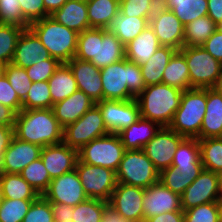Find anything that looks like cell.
I'll return each mask as SVG.
<instances>
[{
	"instance_id": "obj_14",
	"label": "cell",
	"mask_w": 222,
	"mask_h": 222,
	"mask_svg": "<svg viewBox=\"0 0 222 222\" xmlns=\"http://www.w3.org/2000/svg\"><path fill=\"white\" fill-rule=\"evenodd\" d=\"M220 198L217 173L202 169L181 195V207L186 211L201 204L218 202Z\"/></svg>"
},
{
	"instance_id": "obj_55",
	"label": "cell",
	"mask_w": 222,
	"mask_h": 222,
	"mask_svg": "<svg viewBox=\"0 0 222 222\" xmlns=\"http://www.w3.org/2000/svg\"><path fill=\"white\" fill-rule=\"evenodd\" d=\"M144 222H184V211L164 212L157 216H152Z\"/></svg>"
},
{
	"instance_id": "obj_26",
	"label": "cell",
	"mask_w": 222,
	"mask_h": 222,
	"mask_svg": "<svg viewBox=\"0 0 222 222\" xmlns=\"http://www.w3.org/2000/svg\"><path fill=\"white\" fill-rule=\"evenodd\" d=\"M58 23L81 33L90 28L88 19L87 0H68L52 15Z\"/></svg>"
},
{
	"instance_id": "obj_27",
	"label": "cell",
	"mask_w": 222,
	"mask_h": 222,
	"mask_svg": "<svg viewBox=\"0 0 222 222\" xmlns=\"http://www.w3.org/2000/svg\"><path fill=\"white\" fill-rule=\"evenodd\" d=\"M160 46L161 44L153 29L148 25L125 46V58L141 66L149 60Z\"/></svg>"
},
{
	"instance_id": "obj_54",
	"label": "cell",
	"mask_w": 222,
	"mask_h": 222,
	"mask_svg": "<svg viewBox=\"0 0 222 222\" xmlns=\"http://www.w3.org/2000/svg\"><path fill=\"white\" fill-rule=\"evenodd\" d=\"M55 222H63L70 220L73 215V206L65 203L50 202Z\"/></svg>"
},
{
	"instance_id": "obj_24",
	"label": "cell",
	"mask_w": 222,
	"mask_h": 222,
	"mask_svg": "<svg viewBox=\"0 0 222 222\" xmlns=\"http://www.w3.org/2000/svg\"><path fill=\"white\" fill-rule=\"evenodd\" d=\"M199 139L222 137V94L215 88H206V110Z\"/></svg>"
},
{
	"instance_id": "obj_47",
	"label": "cell",
	"mask_w": 222,
	"mask_h": 222,
	"mask_svg": "<svg viewBox=\"0 0 222 222\" xmlns=\"http://www.w3.org/2000/svg\"><path fill=\"white\" fill-rule=\"evenodd\" d=\"M184 222H219L218 202L201 204L184 211Z\"/></svg>"
},
{
	"instance_id": "obj_45",
	"label": "cell",
	"mask_w": 222,
	"mask_h": 222,
	"mask_svg": "<svg viewBox=\"0 0 222 222\" xmlns=\"http://www.w3.org/2000/svg\"><path fill=\"white\" fill-rule=\"evenodd\" d=\"M158 6V0H120L119 12L129 17L151 18Z\"/></svg>"
},
{
	"instance_id": "obj_10",
	"label": "cell",
	"mask_w": 222,
	"mask_h": 222,
	"mask_svg": "<svg viewBox=\"0 0 222 222\" xmlns=\"http://www.w3.org/2000/svg\"><path fill=\"white\" fill-rule=\"evenodd\" d=\"M107 134L101 111L95 104L76 122L63 128V143L78 151L95 138Z\"/></svg>"
},
{
	"instance_id": "obj_34",
	"label": "cell",
	"mask_w": 222,
	"mask_h": 222,
	"mask_svg": "<svg viewBox=\"0 0 222 222\" xmlns=\"http://www.w3.org/2000/svg\"><path fill=\"white\" fill-rule=\"evenodd\" d=\"M2 198L36 200L40 195L20 174H0Z\"/></svg>"
},
{
	"instance_id": "obj_19",
	"label": "cell",
	"mask_w": 222,
	"mask_h": 222,
	"mask_svg": "<svg viewBox=\"0 0 222 222\" xmlns=\"http://www.w3.org/2000/svg\"><path fill=\"white\" fill-rule=\"evenodd\" d=\"M42 147L18 139L15 135L2 160V173L19 174L32 161L41 157Z\"/></svg>"
},
{
	"instance_id": "obj_21",
	"label": "cell",
	"mask_w": 222,
	"mask_h": 222,
	"mask_svg": "<svg viewBox=\"0 0 222 222\" xmlns=\"http://www.w3.org/2000/svg\"><path fill=\"white\" fill-rule=\"evenodd\" d=\"M69 65L77 82L78 90L83 91L95 103L103 100V89L101 83L100 68L90 61L73 58Z\"/></svg>"
},
{
	"instance_id": "obj_29",
	"label": "cell",
	"mask_w": 222,
	"mask_h": 222,
	"mask_svg": "<svg viewBox=\"0 0 222 222\" xmlns=\"http://www.w3.org/2000/svg\"><path fill=\"white\" fill-rule=\"evenodd\" d=\"M53 105L63 101L78 90L77 82L67 63H60L48 80Z\"/></svg>"
},
{
	"instance_id": "obj_65",
	"label": "cell",
	"mask_w": 222,
	"mask_h": 222,
	"mask_svg": "<svg viewBox=\"0 0 222 222\" xmlns=\"http://www.w3.org/2000/svg\"><path fill=\"white\" fill-rule=\"evenodd\" d=\"M63 222H74V221L72 219H70V220H65Z\"/></svg>"
},
{
	"instance_id": "obj_1",
	"label": "cell",
	"mask_w": 222,
	"mask_h": 222,
	"mask_svg": "<svg viewBox=\"0 0 222 222\" xmlns=\"http://www.w3.org/2000/svg\"><path fill=\"white\" fill-rule=\"evenodd\" d=\"M14 135L23 141L45 147L63 142V128L50 109H22L16 115Z\"/></svg>"
},
{
	"instance_id": "obj_35",
	"label": "cell",
	"mask_w": 222,
	"mask_h": 222,
	"mask_svg": "<svg viewBox=\"0 0 222 222\" xmlns=\"http://www.w3.org/2000/svg\"><path fill=\"white\" fill-rule=\"evenodd\" d=\"M162 83L179 88L182 91L190 89L187 61L179 50L169 60L163 73Z\"/></svg>"
},
{
	"instance_id": "obj_57",
	"label": "cell",
	"mask_w": 222,
	"mask_h": 222,
	"mask_svg": "<svg viewBox=\"0 0 222 222\" xmlns=\"http://www.w3.org/2000/svg\"><path fill=\"white\" fill-rule=\"evenodd\" d=\"M16 115L14 110L0 104V125L15 127Z\"/></svg>"
},
{
	"instance_id": "obj_16",
	"label": "cell",
	"mask_w": 222,
	"mask_h": 222,
	"mask_svg": "<svg viewBox=\"0 0 222 222\" xmlns=\"http://www.w3.org/2000/svg\"><path fill=\"white\" fill-rule=\"evenodd\" d=\"M144 188L117 183L108 202L122 217L132 222H144Z\"/></svg>"
},
{
	"instance_id": "obj_50",
	"label": "cell",
	"mask_w": 222,
	"mask_h": 222,
	"mask_svg": "<svg viewBox=\"0 0 222 222\" xmlns=\"http://www.w3.org/2000/svg\"><path fill=\"white\" fill-rule=\"evenodd\" d=\"M0 104L11 108L17 114L22 110V101L4 74L0 77Z\"/></svg>"
},
{
	"instance_id": "obj_28",
	"label": "cell",
	"mask_w": 222,
	"mask_h": 222,
	"mask_svg": "<svg viewBox=\"0 0 222 222\" xmlns=\"http://www.w3.org/2000/svg\"><path fill=\"white\" fill-rule=\"evenodd\" d=\"M172 167L186 172L203 169L198 139L184 138L173 155Z\"/></svg>"
},
{
	"instance_id": "obj_38",
	"label": "cell",
	"mask_w": 222,
	"mask_h": 222,
	"mask_svg": "<svg viewBox=\"0 0 222 222\" xmlns=\"http://www.w3.org/2000/svg\"><path fill=\"white\" fill-rule=\"evenodd\" d=\"M200 171L186 172L168 167L159 173V181L172 192L182 195L186 188L198 177Z\"/></svg>"
},
{
	"instance_id": "obj_6",
	"label": "cell",
	"mask_w": 222,
	"mask_h": 222,
	"mask_svg": "<svg viewBox=\"0 0 222 222\" xmlns=\"http://www.w3.org/2000/svg\"><path fill=\"white\" fill-rule=\"evenodd\" d=\"M205 110L206 88L184 90L181 96L180 106L168 127L184 138H195L199 140Z\"/></svg>"
},
{
	"instance_id": "obj_18",
	"label": "cell",
	"mask_w": 222,
	"mask_h": 222,
	"mask_svg": "<svg viewBox=\"0 0 222 222\" xmlns=\"http://www.w3.org/2000/svg\"><path fill=\"white\" fill-rule=\"evenodd\" d=\"M142 206L144 221L164 212L183 211L181 196L172 192L160 181L144 189Z\"/></svg>"
},
{
	"instance_id": "obj_51",
	"label": "cell",
	"mask_w": 222,
	"mask_h": 222,
	"mask_svg": "<svg viewBox=\"0 0 222 222\" xmlns=\"http://www.w3.org/2000/svg\"><path fill=\"white\" fill-rule=\"evenodd\" d=\"M24 19L32 24L50 16L44 7L43 0H19Z\"/></svg>"
},
{
	"instance_id": "obj_7",
	"label": "cell",
	"mask_w": 222,
	"mask_h": 222,
	"mask_svg": "<svg viewBox=\"0 0 222 222\" xmlns=\"http://www.w3.org/2000/svg\"><path fill=\"white\" fill-rule=\"evenodd\" d=\"M187 61L190 89L215 88L222 78V63L202 46H183L179 50Z\"/></svg>"
},
{
	"instance_id": "obj_44",
	"label": "cell",
	"mask_w": 222,
	"mask_h": 222,
	"mask_svg": "<svg viewBox=\"0 0 222 222\" xmlns=\"http://www.w3.org/2000/svg\"><path fill=\"white\" fill-rule=\"evenodd\" d=\"M4 75L6 76L10 85L16 91L19 99L23 101L32 85V81L27 75L25 68H21L9 63L4 67Z\"/></svg>"
},
{
	"instance_id": "obj_2",
	"label": "cell",
	"mask_w": 222,
	"mask_h": 222,
	"mask_svg": "<svg viewBox=\"0 0 222 222\" xmlns=\"http://www.w3.org/2000/svg\"><path fill=\"white\" fill-rule=\"evenodd\" d=\"M103 100H132L145 89L141 68L126 58L100 69Z\"/></svg>"
},
{
	"instance_id": "obj_4",
	"label": "cell",
	"mask_w": 222,
	"mask_h": 222,
	"mask_svg": "<svg viewBox=\"0 0 222 222\" xmlns=\"http://www.w3.org/2000/svg\"><path fill=\"white\" fill-rule=\"evenodd\" d=\"M183 91L164 83L148 85L136 97L140 117L169 126L180 106Z\"/></svg>"
},
{
	"instance_id": "obj_13",
	"label": "cell",
	"mask_w": 222,
	"mask_h": 222,
	"mask_svg": "<svg viewBox=\"0 0 222 222\" xmlns=\"http://www.w3.org/2000/svg\"><path fill=\"white\" fill-rule=\"evenodd\" d=\"M183 139V136L168 126H162L142 150L160 173L172 166L173 155Z\"/></svg>"
},
{
	"instance_id": "obj_25",
	"label": "cell",
	"mask_w": 222,
	"mask_h": 222,
	"mask_svg": "<svg viewBox=\"0 0 222 222\" xmlns=\"http://www.w3.org/2000/svg\"><path fill=\"white\" fill-rule=\"evenodd\" d=\"M160 127L158 123L140 117L135 123L120 131L118 135L126 150H142Z\"/></svg>"
},
{
	"instance_id": "obj_30",
	"label": "cell",
	"mask_w": 222,
	"mask_h": 222,
	"mask_svg": "<svg viewBox=\"0 0 222 222\" xmlns=\"http://www.w3.org/2000/svg\"><path fill=\"white\" fill-rule=\"evenodd\" d=\"M159 5L171 10L184 26L208 13L207 0H161Z\"/></svg>"
},
{
	"instance_id": "obj_15",
	"label": "cell",
	"mask_w": 222,
	"mask_h": 222,
	"mask_svg": "<svg viewBox=\"0 0 222 222\" xmlns=\"http://www.w3.org/2000/svg\"><path fill=\"white\" fill-rule=\"evenodd\" d=\"M149 26L162 46H170L176 50L184 46V25L171 10L159 5L149 19Z\"/></svg>"
},
{
	"instance_id": "obj_52",
	"label": "cell",
	"mask_w": 222,
	"mask_h": 222,
	"mask_svg": "<svg viewBox=\"0 0 222 222\" xmlns=\"http://www.w3.org/2000/svg\"><path fill=\"white\" fill-rule=\"evenodd\" d=\"M212 57L222 63V32H215L201 45Z\"/></svg>"
},
{
	"instance_id": "obj_39",
	"label": "cell",
	"mask_w": 222,
	"mask_h": 222,
	"mask_svg": "<svg viewBox=\"0 0 222 222\" xmlns=\"http://www.w3.org/2000/svg\"><path fill=\"white\" fill-rule=\"evenodd\" d=\"M19 174L39 195H43L48 190L51 178L41 158L32 161Z\"/></svg>"
},
{
	"instance_id": "obj_66",
	"label": "cell",
	"mask_w": 222,
	"mask_h": 222,
	"mask_svg": "<svg viewBox=\"0 0 222 222\" xmlns=\"http://www.w3.org/2000/svg\"><path fill=\"white\" fill-rule=\"evenodd\" d=\"M1 199H2V195H1V186H0V202H1Z\"/></svg>"
},
{
	"instance_id": "obj_59",
	"label": "cell",
	"mask_w": 222,
	"mask_h": 222,
	"mask_svg": "<svg viewBox=\"0 0 222 222\" xmlns=\"http://www.w3.org/2000/svg\"><path fill=\"white\" fill-rule=\"evenodd\" d=\"M68 0H43L46 12L52 15L56 10L60 9Z\"/></svg>"
},
{
	"instance_id": "obj_3",
	"label": "cell",
	"mask_w": 222,
	"mask_h": 222,
	"mask_svg": "<svg viewBox=\"0 0 222 222\" xmlns=\"http://www.w3.org/2000/svg\"><path fill=\"white\" fill-rule=\"evenodd\" d=\"M75 58L102 69L125 58V46L108 29L88 28L78 34Z\"/></svg>"
},
{
	"instance_id": "obj_46",
	"label": "cell",
	"mask_w": 222,
	"mask_h": 222,
	"mask_svg": "<svg viewBox=\"0 0 222 222\" xmlns=\"http://www.w3.org/2000/svg\"><path fill=\"white\" fill-rule=\"evenodd\" d=\"M0 24L29 28L30 24L23 17L19 0H0Z\"/></svg>"
},
{
	"instance_id": "obj_32",
	"label": "cell",
	"mask_w": 222,
	"mask_h": 222,
	"mask_svg": "<svg viewBox=\"0 0 222 222\" xmlns=\"http://www.w3.org/2000/svg\"><path fill=\"white\" fill-rule=\"evenodd\" d=\"M149 19L124 16L119 12L112 20L108 30L126 46L149 25Z\"/></svg>"
},
{
	"instance_id": "obj_49",
	"label": "cell",
	"mask_w": 222,
	"mask_h": 222,
	"mask_svg": "<svg viewBox=\"0 0 222 222\" xmlns=\"http://www.w3.org/2000/svg\"><path fill=\"white\" fill-rule=\"evenodd\" d=\"M59 65L60 62L51 57L29 66L25 70L32 82L48 81Z\"/></svg>"
},
{
	"instance_id": "obj_33",
	"label": "cell",
	"mask_w": 222,
	"mask_h": 222,
	"mask_svg": "<svg viewBox=\"0 0 222 222\" xmlns=\"http://www.w3.org/2000/svg\"><path fill=\"white\" fill-rule=\"evenodd\" d=\"M90 28L108 29L119 13L120 0H87Z\"/></svg>"
},
{
	"instance_id": "obj_64",
	"label": "cell",
	"mask_w": 222,
	"mask_h": 222,
	"mask_svg": "<svg viewBox=\"0 0 222 222\" xmlns=\"http://www.w3.org/2000/svg\"><path fill=\"white\" fill-rule=\"evenodd\" d=\"M216 29L222 32V22L217 25Z\"/></svg>"
},
{
	"instance_id": "obj_62",
	"label": "cell",
	"mask_w": 222,
	"mask_h": 222,
	"mask_svg": "<svg viewBox=\"0 0 222 222\" xmlns=\"http://www.w3.org/2000/svg\"><path fill=\"white\" fill-rule=\"evenodd\" d=\"M216 88H217L218 91L222 94V78H221V80L218 82Z\"/></svg>"
},
{
	"instance_id": "obj_43",
	"label": "cell",
	"mask_w": 222,
	"mask_h": 222,
	"mask_svg": "<svg viewBox=\"0 0 222 222\" xmlns=\"http://www.w3.org/2000/svg\"><path fill=\"white\" fill-rule=\"evenodd\" d=\"M33 201L2 198L0 202V222H22Z\"/></svg>"
},
{
	"instance_id": "obj_42",
	"label": "cell",
	"mask_w": 222,
	"mask_h": 222,
	"mask_svg": "<svg viewBox=\"0 0 222 222\" xmlns=\"http://www.w3.org/2000/svg\"><path fill=\"white\" fill-rule=\"evenodd\" d=\"M108 202L87 198L73 207L72 220L74 222H101L104 207Z\"/></svg>"
},
{
	"instance_id": "obj_48",
	"label": "cell",
	"mask_w": 222,
	"mask_h": 222,
	"mask_svg": "<svg viewBox=\"0 0 222 222\" xmlns=\"http://www.w3.org/2000/svg\"><path fill=\"white\" fill-rule=\"evenodd\" d=\"M22 222H55L51 203L40 195L32 202Z\"/></svg>"
},
{
	"instance_id": "obj_9",
	"label": "cell",
	"mask_w": 222,
	"mask_h": 222,
	"mask_svg": "<svg viewBox=\"0 0 222 222\" xmlns=\"http://www.w3.org/2000/svg\"><path fill=\"white\" fill-rule=\"evenodd\" d=\"M116 178L117 183L146 189L159 181V172L143 150H126Z\"/></svg>"
},
{
	"instance_id": "obj_58",
	"label": "cell",
	"mask_w": 222,
	"mask_h": 222,
	"mask_svg": "<svg viewBox=\"0 0 222 222\" xmlns=\"http://www.w3.org/2000/svg\"><path fill=\"white\" fill-rule=\"evenodd\" d=\"M101 222H132L122 217L111 205L104 207Z\"/></svg>"
},
{
	"instance_id": "obj_5",
	"label": "cell",
	"mask_w": 222,
	"mask_h": 222,
	"mask_svg": "<svg viewBox=\"0 0 222 222\" xmlns=\"http://www.w3.org/2000/svg\"><path fill=\"white\" fill-rule=\"evenodd\" d=\"M29 28L47 48L52 58L60 63H67L75 57L79 34L76 31L58 23L51 16L30 24Z\"/></svg>"
},
{
	"instance_id": "obj_8",
	"label": "cell",
	"mask_w": 222,
	"mask_h": 222,
	"mask_svg": "<svg viewBox=\"0 0 222 222\" xmlns=\"http://www.w3.org/2000/svg\"><path fill=\"white\" fill-rule=\"evenodd\" d=\"M126 149L118 134L109 133L95 138L78 150V160L89 165L117 171Z\"/></svg>"
},
{
	"instance_id": "obj_31",
	"label": "cell",
	"mask_w": 222,
	"mask_h": 222,
	"mask_svg": "<svg viewBox=\"0 0 222 222\" xmlns=\"http://www.w3.org/2000/svg\"><path fill=\"white\" fill-rule=\"evenodd\" d=\"M177 50L170 46H160L149 60L140 66L146 86L160 84L164 70Z\"/></svg>"
},
{
	"instance_id": "obj_53",
	"label": "cell",
	"mask_w": 222,
	"mask_h": 222,
	"mask_svg": "<svg viewBox=\"0 0 222 222\" xmlns=\"http://www.w3.org/2000/svg\"><path fill=\"white\" fill-rule=\"evenodd\" d=\"M14 137V127L0 125V174H2V160L6 149Z\"/></svg>"
},
{
	"instance_id": "obj_36",
	"label": "cell",
	"mask_w": 222,
	"mask_h": 222,
	"mask_svg": "<svg viewBox=\"0 0 222 222\" xmlns=\"http://www.w3.org/2000/svg\"><path fill=\"white\" fill-rule=\"evenodd\" d=\"M216 28L208 15L195 19L184 26V46H201Z\"/></svg>"
},
{
	"instance_id": "obj_22",
	"label": "cell",
	"mask_w": 222,
	"mask_h": 222,
	"mask_svg": "<svg viewBox=\"0 0 222 222\" xmlns=\"http://www.w3.org/2000/svg\"><path fill=\"white\" fill-rule=\"evenodd\" d=\"M51 55L41 43L36 34L26 28L20 34L15 48L12 64L21 68H27L35 63L50 59Z\"/></svg>"
},
{
	"instance_id": "obj_41",
	"label": "cell",
	"mask_w": 222,
	"mask_h": 222,
	"mask_svg": "<svg viewBox=\"0 0 222 222\" xmlns=\"http://www.w3.org/2000/svg\"><path fill=\"white\" fill-rule=\"evenodd\" d=\"M24 28L15 25L0 24V64L12 62L17 40Z\"/></svg>"
},
{
	"instance_id": "obj_37",
	"label": "cell",
	"mask_w": 222,
	"mask_h": 222,
	"mask_svg": "<svg viewBox=\"0 0 222 222\" xmlns=\"http://www.w3.org/2000/svg\"><path fill=\"white\" fill-rule=\"evenodd\" d=\"M200 157L203 169L218 172L222 170V137L199 139Z\"/></svg>"
},
{
	"instance_id": "obj_20",
	"label": "cell",
	"mask_w": 222,
	"mask_h": 222,
	"mask_svg": "<svg viewBox=\"0 0 222 222\" xmlns=\"http://www.w3.org/2000/svg\"><path fill=\"white\" fill-rule=\"evenodd\" d=\"M40 158L52 180L75 169L78 151L62 142L43 147Z\"/></svg>"
},
{
	"instance_id": "obj_12",
	"label": "cell",
	"mask_w": 222,
	"mask_h": 222,
	"mask_svg": "<svg viewBox=\"0 0 222 222\" xmlns=\"http://www.w3.org/2000/svg\"><path fill=\"white\" fill-rule=\"evenodd\" d=\"M95 104L101 111L109 133L118 134L140 118V108L136 99L102 100Z\"/></svg>"
},
{
	"instance_id": "obj_17",
	"label": "cell",
	"mask_w": 222,
	"mask_h": 222,
	"mask_svg": "<svg viewBox=\"0 0 222 222\" xmlns=\"http://www.w3.org/2000/svg\"><path fill=\"white\" fill-rule=\"evenodd\" d=\"M43 196L49 202L65 203L73 207L88 198L76 169L52 179Z\"/></svg>"
},
{
	"instance_id": "obj_40",
	"label": "cell",
	"mask_w": 222,
	"mask_h": 222,
	"mask_svg": "<svg viewBox=\"0 0 222 222\" xmlns=\"http://www.w3.org/2000/svg\"><path fill=\"white\" fill-rule=\"evenodd\" d=\"M52 107L48 81L32 82L26 98L22 101V109H50Z\"/></svg>"
},
{
	"instance_id": "obj_23",
	"label": "cell",
	"mask_w": 222,
	"mask_h": 222,
	"mask_svg": "<svg viewBox=\"0 0 222 222\" xmlns=\"http://www.w3.org/2000/svg\"><path fill=\"white\" fill-rule=\"evenodd\" d=\"M94 105L95 102L90 97L77 90L63 101L54 104L52 110L59 124L65 128L76 122Z\"/></svg>"
},
{
	"instance_id": "obj_56",
	"label": "cell",
	"mask_w": 222,
	"mask_h": 222,
	"mask_svg": "<svg viewBox=\"0 0 222 222\" xmlns=\"http://www.w3.org/2000/svg\"><path fill=\"white\" fill-rule=\"evenodd\" d=\"M208 1V13L207 15L212 21L218 25L222 22V0H207Z\"/></svg>"
},
{
	"instance_id": "obj_61",
	"label": "cell",
	"mask_w": 222,
	"mask_h": 222,
	"mask_svg": "<svg viewBox=\"0 0 222 222\" xmlns=\"http://www.w3.org/2000/svg\"><path fill=\"white\" fill-rule=\"evenodd\" d=\"M218 207H219V222H222V198L218 201Z\"/></svg>"
},
{
	"instance_id": "obj_60",
	"label": "cell",
	"mask_w": 222,
	"mask_h": 222,
	"mask_svg": "<svg viewBox=\"0 0 222 222\" xmlns=\"http://www.w3.org/2000/svg\"><path fill=\"white\" fill-rule=\"evenodd\" d=\"M217 178H218V189L220 197L222 198V170L217 172Z\"/></svg>"
},
{
	"instance_id": "obj_11",
	"label": "cell",
	"mask_w": 222,
	"mask_h": 222,
	"mask_svg": "<svg viewBox=\"0 0 222 222\" xmlns=\"http://www.w3.org/2000/svg\"><path fill=\"white\" fill-rule=\"evenodd\" d=\"M75 169L88 198L109 202L117 185L116 172L77 160Z\"/></svg>"
},
{
	"instance_id": "obj_63",
	"label": "cell",
	"mask_w": 222,
	"mask_h": 222,
	"mask_svg": "<svg viewBox=\"0 0 222 222\" xmlns=\"http://www.w3.org/2000/svg\"><path fill=\"white\" fill-rule=\"evenodd\" d=\"M4 65L0 64V77L4 74Z\"/></svg>"
}]
</instances>
